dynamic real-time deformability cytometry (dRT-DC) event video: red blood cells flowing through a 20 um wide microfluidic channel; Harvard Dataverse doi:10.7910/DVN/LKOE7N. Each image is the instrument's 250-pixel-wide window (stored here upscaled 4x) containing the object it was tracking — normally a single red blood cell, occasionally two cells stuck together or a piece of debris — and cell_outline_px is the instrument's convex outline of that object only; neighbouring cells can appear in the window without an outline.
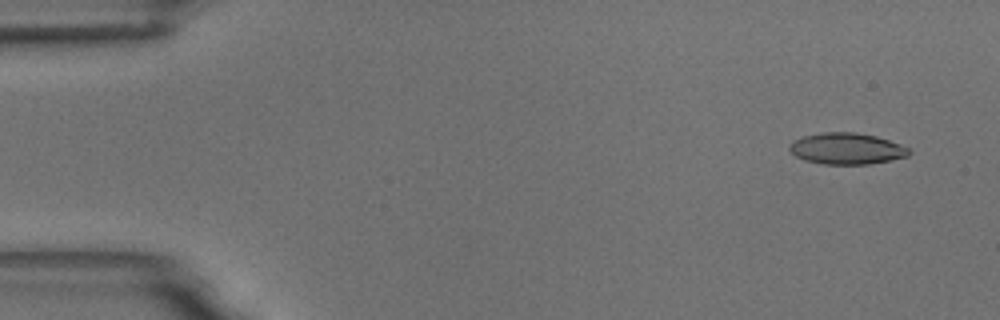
{"species": "common noctule bat (a hibernating species)", "species_latin": "Nyctalus noctula", "temperature_condition": "room temperature", "stored_images_in_passage": 9, "camera_frame_rate_fps": 3000, "um_per_image_px": 0.085, "animal": {"sex": "male", "body_mass_g": 18.8}, "frame": {"image": 1, "passage_image": 1, "time_ms": 0.0, "image_size_px": [1000, 320], "cell_outline_px": [[912, 152], [908, 156], [868, 164], [824, 164], [804, 160], [796, 156], [788, 148], [788, 144], [792, 140], [804, 136], [824, 132], [856, 132], [876, 136], [900, 144], [908, 148]], "centroid_in_image_um": [71.94, 12.62], "position_along_channel_um": 13.1, "area_um2": 21.79}}
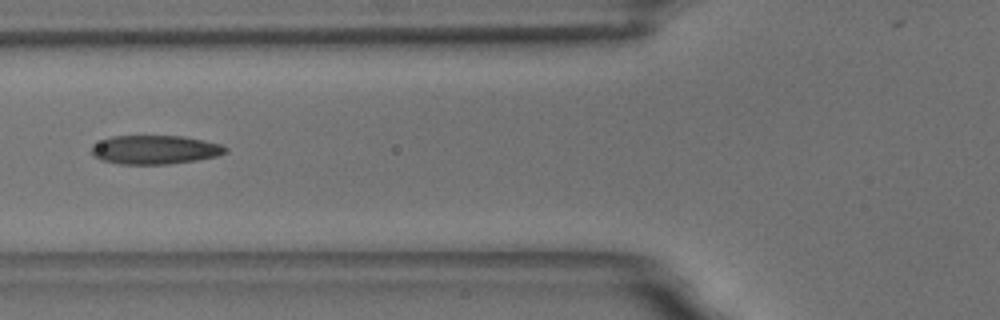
{"frame": {"image": 2, "passage_image": 6, "time_ms": 6.0, "image_size_px": [1000, 320], "cell_outline_px": [[228, 152], [216, 156], [196, 160], [168, 164], [120, 164], [100, 160], [92, 156], [92, 144], [112, 136], [184, 136], [204, 140], [220, 144], [228, 148]], "centroid_in_image_um": [13.16, 12.72], "position_along_channel_um": 112.6, "area_um2": 22.6}}
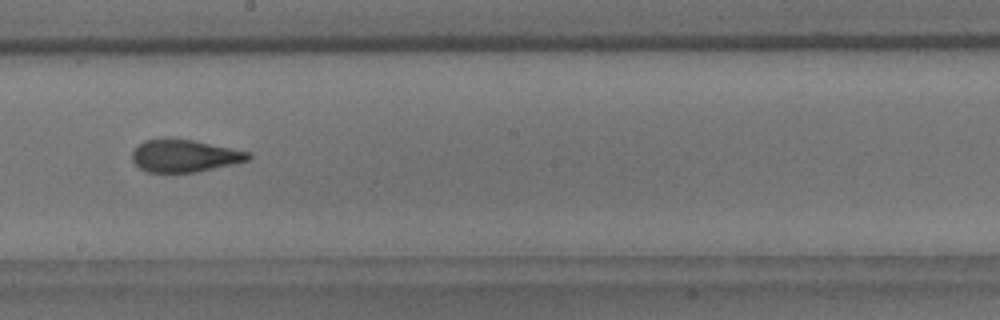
{"frame": {"image": 3, "passage_image": 9, "time_ms": 9.333, "image_size_px": [1000, 320], "cell_outline_px": [[252, 156], [248, 160], [232, 164], [196, 172], [148, 172], [140, 168], [132, 160], [132, 152], [144, 140], [164, 136], [192, 140], [232, 148], [248, 152]], "centroid_in_image_um": [15.64, 13.22], "position_along_channel_um": 232.6, "area_um2": 22.02}}